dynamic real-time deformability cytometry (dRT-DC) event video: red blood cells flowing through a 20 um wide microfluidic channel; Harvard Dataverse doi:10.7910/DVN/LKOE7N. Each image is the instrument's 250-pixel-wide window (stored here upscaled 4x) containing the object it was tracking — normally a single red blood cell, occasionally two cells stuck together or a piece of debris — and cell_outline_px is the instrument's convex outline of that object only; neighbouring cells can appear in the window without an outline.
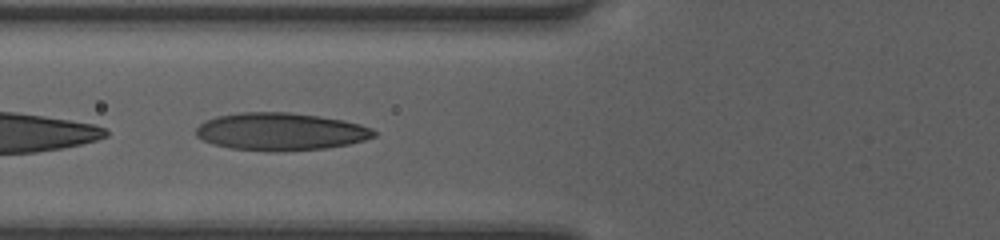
{"species": "human", "species_latin": "Homo sapiens", "temperature_condition": "room temperature", "stored_images_in_passage": 38, "camera_frame_rate_fps": 3000, "um_per_image_px": 0.085, "donor": {"sex": "female"}, "frame": {"image": 1, "passage_image": 12, "time_ms": 3.667, "image_size_px": [1000, 240], "cell_outline_px": [[376, 136], [364, 140], [348, 144], [324, 148], [280, 152], [268, 152], [232, 148], [212, 144], [196, 136], [196, 128], [200, 124], [216, 116], [240, 112], [288, 112], [320, 116], [344, 120], [360, 124], [372, 128], [376, 132]], "centroid_in_image_um": [23.86, 11.19], "position_along_channel_um": 101.9, "area_um2": 39.13}}
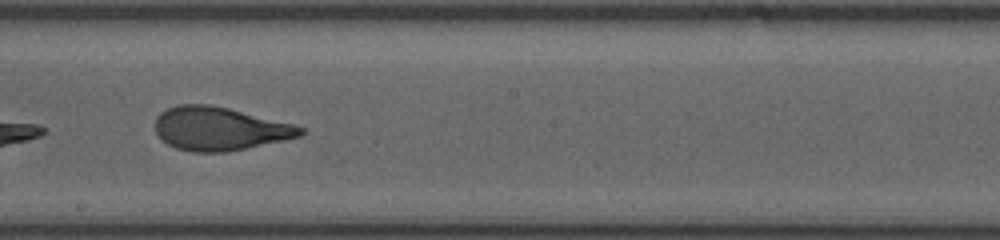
{"frame": {"image": 2, "passage_image": 21, "time_ms": 6.667, "image_size_px": [1000, 240], "cell_outline_px": [[308, 132], [300, 136], [284, 140], [224, 152], [192, 152], [176, 148], [168, 144], [156, 132], [156, 116], [160, 112], [168, 108], [180, 104], [208, 104], [228, 108], [308, 128]], "centroid_in_image_um": [18.68, 10.93], "position_along_channel_um": 229.5, "area_um2": 36.47}}
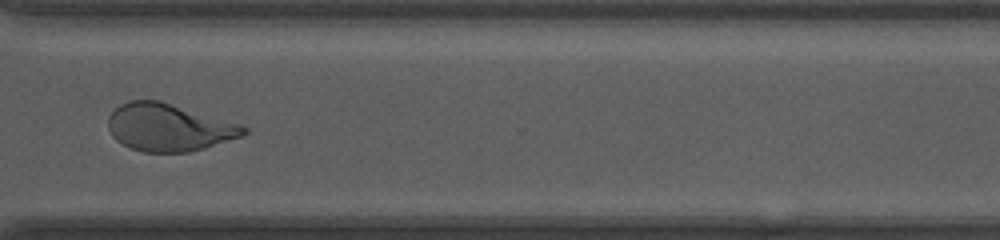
{"frame": {"image": 3, "passage_image": 30, "time_ms": 9.667, "image_size_px": [1000, 240], "cell_outline_px": [[248, 132], [244, 136], [204, 148], [188, 152], [144, 152], [132, 148], [116, 140], [112, 136], [108, 128], [108, 116], [120, 104], [132, 100], [160, 100], [240, 124], [248, 128]], "centroid_in_image_um": [14.36, 10.83], "position_along_channel_um": 356.2, "area_um2": 37.4}, "authors_computed_cell_mechanics": {"area_um2": 38.9861, "velocity_mm_per_s": 4.2451, "shape_relaxation_time_tau1_ms": 4.6066, "shape_relaxation_time_tau2_ms": 0.8807, "deformation_change_tau1": 0.19, "deformation_change_tau2": 0.0799}}